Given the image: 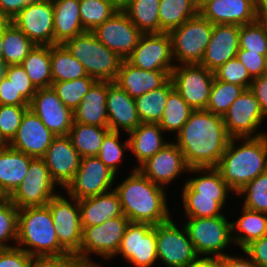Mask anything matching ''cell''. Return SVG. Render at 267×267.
<instances>
[{
  "label": "cell",
  "instance_id": "obj_1",
  "mask_svg": "<svg viewBox=\"0 0 267 267\" xmlns=\"http://www.w3.org/2000/svg\"><path fill=\"white\" fill-rule=\"evenodd\" d=\"M189 168L217 167L229 140L222 116L195 110L174 137Z\"/></svg>",
  "mask_w": 267,
  "mask_h": 267
},
{
  "label": "cell",
  "instance_id": "obj_2",
  "mask_svg": "<svg viewBox=\"0 0 267 267\" xmlns=\"http://www.w3.org/2000/svg\"><path fill=\"white\" fill-rule=\"evenodd\" d=\"M113 188L130 222L155 226L173 218L169 212L165 188L154 184L138 169H132L126 179Z\"/></svg>",
  "mask_w": 267,
  "mask_h": 267
},
{
  "label": "cell",
  "instance_id": "obj_3",
  "mask_svg": "<svg viewBox=\"0 0 267 267\" xmlns=\"http://www.w3.org/2000/svg\"><path fill=\"white\" fill-rule=\"evenodd\" d=\"M216 168L236 195L267 171V134L255 138H231Z\"/></svg>",
  "mask_w": 267,
  "mask_h": 267
},
{
  "label": "cell",
  "instance_id": "obj_4",
  "mask_svg": "<svg viewBox=\"0 0 267 267\" xmlns=\"http://www.w3.org/2000/svg\"><path fill=\"white\" fill-rule=\"evenodd\" d=\"M55 230L48 205L20 208L16 247L32 257L65 254L67 252L60 246Z\"/></svg>",
  "mask_w": 267,
  "mask_h": 267
},
{
  "label": "cell",
  "instance_id": "obj_5",
  "mask_svg": "<svg viewBox=\"0 0 267 267\" xmlns=\"http://www.w3.org/2000/svg\"><path fill=\"white\" fill-rule=\"evenodd\" d=\"M64 45L96 81L114 82L123 59L102 44L92 32L67 40Z\"/></svg>",
  "mask_w": 267,
  "mask_h": 267
},
{
  "label": "cell",
  "instance_id": "obj_6",
  "mask_svg": "<svg viewBox=\"0 0 267 267\" xmlns=\"http://www.w3.org/2000/svg\"><path fill=\"white\" fill-rule=\"evenodd\" d=\"M129 223L126 216H119L99 225L82 228L81 248L76 257L88 267H101V262H92L90 257L95 254L106 261L116 257Z\"/></svg>",
  "mask_w": 267,
  "mask_h": 267
},
{
  "label": "cell",
  "instance_id": "obj_7",
  "mask_svg": "<svg viewBox=\"0 0 267 267\" xmlns=\"http://www.w3.org/2000/svg\"><path fill=\"white\" fill-rule=\"evenodd\" d=\"M183 224L198 256L224 257L232 243V222L225 215L204 218L186 217Z\"/></svg>",
  "mask_w": 267,
  "mask_h": 267
},
{
  "label": "cell",
  "instance_id": "obj_8",
  "mask_svg": "<svg viewBox=\"0 0 267 267\" xmlns=\"http://www.w3.org/2000/svg\"><path fill=\"white\" fill-rule=\"evenodd\" d=\"M213 24L200 14L169 32L176 65L200 64L210 42Z\"/></svg>",
  "mask_w": 267,
  "mask_h": 267
},
{
  "label": "cell",
  "instance_id": "obj_9",
  "mask_svg": "<svg viewBox=\"0 0 267 267\" xmlns=\"http://www.w3.org/2000/svg\"><path fill=\"white\" fill-rule=\"evenodd\" d=\"M57 183L52 179L43 158H32L22 183L8 197L18 208L44 206L58 195Z\"/></svg>",
  "mask_w": 267,
  "mask_h": 267
},
{
  "label": "cell",
  "instance_id": "obj_10",
  "mask_svg": "<svg viewBox=\"0 0 267 267\" xmlns=\"http://www.w3.org/2000/svg\"><path fill=\"white\" fill-rule=\"evenodd\" d=\"M170 79L174 89L195 110H205L214 82V72L200 64L176 65Z\"/></svg>",
  "mask_w": 267,
  "mask_h": 267
},
{
  "label": "cell",
  "instance_id": "obj_11",
  "mask_svg": "<svg viewBox=\"0 0 267 267\" xmlns=\"http://www.w3.org/2000/svg\"><path fill=\"white\" fill-rule=\"evenodd\" d=\"M222 118L230 138H255L267 134L258 130L265 119L259 101L249 88L231 103Z\"/></svg>",
  "mask_w": 267,
  "mask_h": 267
},
{
  "label": "cell",
  "instance_id": "obj_12",
  "mask_svg": "<svg viewBox=\"0 0 267 267\" xmlns=\"http://www.w3.org/2000/svg\"><path fill=\"white\" fill-rule=\"evenodd\" d=\"M70 200V201H69ZM56 227V236L60 246L67 252L77 255L82 242V226L79 200L69 199L59 193L47 204Z\"/></svg>",
  "mask_w": 267,
  "mask_h": 267
},
{
  "label": "cell",
  "instance_id": "obj_13",
  "mask_svg": "<svg viewBox=\"0 0 267 267\" xmlns=\"http://www.w3.org/2000/svg\"><path fill=\"white\" fill-rule=\"evenodd\" d=\"M117 175L97 156L81 158L73 179L63 189L67 196L82 200L110 191Z\"/></svg>",
  "mask_w": 267,
  "mask_h": 267
},
{
  "label": "cell",
  "instance_id": "obj_14",
  "mask_svg": "<svg viewBox=\"0 0 267 267\" xmlns=\"http://www.w3.org/2000/svg\"><path fill=\"white\" fill-rule=\"evenodd\" d=\"M174 219L156 225V250L159 262L166 267H188L198 256L184 225L181 229Z\"/></svg>",
  "mask_w": 267,
  "mask_h": 267
},
{
  "label": "cell",
  "instance_id": "obj_15",
  "mask_svg": "<svg viewBox=\"0 0 267 267\" xmlns=\"http://www.w3.org/2000/svg\"><path fill=\"white\" fill-rule=\"evenodd\" d=\"M126 61L145 71H172L176 66L172 40L167 32L142 34Z\"/></svg>",
  "mask_w": 267,
  "mask_h": 267
},
{
  "label": "cell",
  "instance_id": "obj_16",
  "mask_svg": "<svg viewBox=\"0 0 267 267\" xmlns=\"http://www.w3.org/2000/svg\"><path fill=\"white\" fill-rule=\"evenodd\" d=\"M119 254L133 267L154 266L158 262L156 225L130 222L116 256Z\"/></svg>",
  "mask_w": 267,
  "mask_h": 267
},
{
  "label": "cell",
  "instance_id": "obj_17",
  "mask_svg": "<svg viewBox=\"0 0 267 267\" xmlns=\"http://www.w3.org/2000/svg\"><path fill=\"white\" fill-rule=\"evenodd\" d=\"M12 22L35 46L54 45V9L50 0H34Z\"/></svg>",
  "mask_w": 267,
  "mask_h": 267
},
{
  "label": "cell",
  "instance_id": "obj_18",
  "mask_svg": "<svg viewBox=\"0 0 267 267\" xmlns=\"http://www.w3.org/2000/svg\"><path fill=\"white\" fill-rule=\"evenodd\" d=\"M92 33L108 49L118 54L123 60L133 52L143 34L129 19L124 11H117Z\"/></svg>",
  "mask_w": 267,
  "mask_h": 267
},
{
  "label": "cell",
  "instance_id": "obj_19",
  "mask_svg": "<svg viewBox=\"0 0 267 267\" xmlns=\"http://www.w3.org/2000/svg\"><path fill=\"white\" fill-rule=\"evenodd\" d=\"M29 108L56 136H68L74 121L73 111L62 103L52 87L37 89Z\"/></svg>",
  "mask_w": 267,
  "mask_h": 267
},
{
  "label": "cell",
  "instance_id": "obj_20",
  "mask_svg": "<svg viewBox=\"0 0 267 267\" xmlns=\"http://www.w3.org/2000/svg\"><path fill=\"white\" fill-rule=\"evenodd\" d=\"M154 184L164 188L180 174L189 173L183 153L174 141L166 144L153 157L147 159L137 168Z\"/></svg>",
  "mask_w": 267,
  "mask_h": 267
},
{
  "label": "cell",
  "instance_id": "obj_21",
  "mask_svg": "<svg viewBox=\"0 0 267 267\" xmlns=\"http://www.w3.org/2000/svg\"><path fill=\"white\" fill-rule=\"evenodd\" d=\"M55 137L56 135L28 108L16 136L10 142V147L33 158H42Z\"/></svg>",
  "mask_w": 267,
  "mask_h": 267
},
{
  "label": "cell",
  "instance_id": "obj_22",
  "mask_svg": "<svg viewBox=\"0 0 267 267\" xmlns=\"http://www.w3.org/2000/svg\"><path fill=\"white\" fill-rule=\"evenodd\" d=\"M57 186L64 189L76 174L81 156L68 136H56L42 157Z\"/></svg>",
  "mask_w": 267,
  "mask_h": 267
},
{
  "label": "cell",
  "instance_id": "obj_23",
  "mask_svg": "<svg viewBox=\"0 0 267 267\" xmlns=\"http://www.w3.org/2000/svg\"><path fill=\"white\" fill-rule=\"evenodd\" d=\"M239 31L240 26L235 24L213 25L212 36L200 65L214 72L228 60L236 58Z\"/></svg>",
  "mask_w": 267,
  "mask_h": 267
},
{
  "label": "cell",
  "instance_id": "obj_24",
  "mask_svg": "<svg viewBox=\"0 0 267 267\" xmlns=\"http://www.w3.org/2000/svg\"><path fill=\"white\" fill-rule=\"evenodd\" d=\"M106 110L110 131L121 130L128 134L141 123L135 99L114 82H108Z\"/></svg>",
  "mask_w": 267,
  "mask_h": 267
},
{
  "label": "cell",
  "instance_id": "obj_25",
  "mask_svg": "<svg viewBox=\"0 0 267 267\" xmlns=\"http://www.w3.org/2000/svg\"><path fill=\"white\" fill-rule=\"evenodd\" d=\"M199 14L211 24L245 25L255 22V0H216L206 4Z\"/></svg>",
  "mask_w": 267,
  "mask_h": 267
},
{
  "label": "cell",
  "instance_id": "obj_26",
  "mask_svg": "<svg viewBox=\"0 0 267 267\" xmlns=\"http://www.w3.org/2000/svg\"><path fill=\"white\" fill-rule=\"evenodd\" d=\"M171 72L145 71L123 60L114 83L135 99L163 86L170 79Z\"/></svg>",
  "mask_w": 267,
  "mask_h": 267
},
{
  "label": "cell",
  "instance_id": "obj_27",
  "mask_svg": "<svg viewBox=\"0 0 267 267\" xmlns=\"http://www.w3.org/2000/svg\"><path fill=\"white\" fill-rule=\"evenodd\" d=\"M82 228L99 225L111 218L125 216L117 192L112 189L79 200Z\"/></svg>",
  "mask_w": 267,
  "mask_h": 267
},
{
  "label": "cell",
  "instance_id": "obj_28",
  "mask_svg": "<svg viewBox=\"0 0 267 267\" xmlns=\"http://www.w3.org/2000/svg\"><path fill=\"white\" fill-rule=\"evenodd\" d=\"M108 81H96L73 111L74 122L108 127L106 97Z\"/></svg>",
  "mask_w": 267,
  "mask_h": 267
},
{
  "label": "cell",
  "instance_id": "obj_29",
  "mask_svg": "<svg viewBox=\"0 0 267 267\" xmlns=\"http://www.w3.org/2000/svg\"><path fill=\"white\" fill-rule=\"evenodd\" d=\"M163 133L165 132L158 123H140L127 134L129 152H132L138 162L135 169L169 143L164 140Z\"/></svg>",
  "mask_w": 267,
  "mask_h": 267
},
{
  "label": "cell",
  "instance_id": "obj_30",
  "mask_svg": "<svg viewBox=\"0 0 267 267\" xmlns=\"http://www.w3.org/2000/svg\"><path fill=\"white\" fill-rule=\"evenodd\" d=\"M54 44H64L67 40L87 32L80 18V0H53Z\"/></svg>",
  "mask_w": 267,
  "mask_h": 267
},
{
  "label": "cell",
  "instance_id": "obj_31",
  "mask_svg": "<svg viewBox=\"0 0 267 267\" xmlns=\"http://www.w3.org/2000/svg\"><path fill=\"white\" fill-rule=\"evenodd\" d=\"M32 158L10 146L0 151V188L8 197L22 183Z\"/></svg>",
  "mask_w": 267,
  "mask_h": 267
},
{
  "label": "cell",
  "instance_id": "obj_32",
  "mask_svg": "<svg viewBox=\"0 0 267 267\" xmlns=\"http://www.w3.org/2000/svg\"><path fill=\"white\" fill-rule=\"evenodd\" d=\"M267 235V213L252 211L242 206L241 216L232 221L234 246L243 250L252 241Z\"/></svg>",
  "mask_w": 267,
  "mask_h": 267
},
{
  "label": "cell",
  "instance_id": "obj_33",
  "mask_svg": "<svg viewBox=\"0 0 267 267\" xmlns=\"http://www.w3.org/2000/svg\"><path fill=\"white\" fill-rule=\"evenodd\" d=\"M188 172L197 175L195 177H188L185 183L194 192H197L198 196L228 197V193H234L216 167L189 168Z\"/></svg>",
  "mask_w": 267,
  "mask_h": 267
},
{
  "label": "cell",
  "instance_id": "obj_34",
  "mask_svg": "<svg viewBox=\"0 0 267 267\" xmlns=\"http://www.w3.org/2000/svg\"><path fill=\"white\" fill-rule=\"evenodd\" d=\"M185 217L204 218L224 215L222 209L226 207L227 197L198 196L186 183L181 187Z\"/></svg>",
  "mask_w": 267,
  "mask_h": 267
},
{
  "label": "cell",
  "instance_id": "obj_35",
  "mask_svg": "<svg viewBox=\"0 0 267 267\" xmlns=\"http://www.w3.org/2000/svg\"><path fill=\"white\" fill-rule=\"evenodd\" d=\"M20 65L36 89L52 86L51 46H35Z\"/></svg>",
  "mask_w": 267,
  "mask_h": 267
},
{
  "label": "cell",
  "instance_id": "obj_36",
  "mask_svg": "<svg viewBox=\"0 0 267 267\" xmlns=\"http://www.w3.org/2000/svg\"><path fill=\"white\" fill-rule=\"evenodd\" d=\"M159 33H169L199 14L196 0H160Z\"/></svg>",
  "mask_w": 267,
  "mask_h": 267
},
{
  "label": "cell",
  "instance_id": "obj_37",
  "mask_svg": "<svg viewBox=\"0 0 267 267\" xmlns=\"http://www.w3.org/2000/svg\"><path fill=\"white\" fill-rule=\"evenodd\" d=\"M109 127L86 125L74 122L68 133L73 147L81 157L97 156Z\"/></svg>",
  "mask_w": 267,
  "mask_h": 267
},
{
  "label": "cell",
  "instance_id": "obj_38",
  "mask_svg": "<svg viewBox=\"0 0 267 267\" xmlns=\"http://www.w3.org/2000/svg\"><path fill=\"white\" fill-rule=\"evenodd\" d=\"M173 89V83L169 79L163 86L135 98L141 123H159L168 95Z\"/></svg>",
  "mask_w": 267,
  "mask_h": 267
},
{
  "label": "cell",
  "instance_id": "obj_39",
  "mask_svg": "<svg viewBox=\"0 0 267 267\" xmlns=\"http://www.w3.org/2000/svg\"><path fill=\"white\" fill-rule=\"evenodd\" d=\"M84 66L64 44L51 45L52 82L70 81L87 76Z\"/></svg>",
  "mask_w": 267,
  "mask_h": 267
},
{
  "label": "cell",
  "instance_id": "obj_40",
  "mask_svg": "<svg viewBox=\"0 0 267 267\" xmlns=\"http://www.w3.org/2000/svg\"><path fill=\"white\" fill-rule=\"evenodd\" d=\"M35 44L12 22H4L3 63L18 65L27 57Z\"/></svg>",
  "mask_w": 267,
  "mask_h": 267
},
{
  "label": "cell",
  "instance_id": "obj_41",
  "mask_svg": "<svg viewBox=\"0 0 267 267\" xmlns=\"http://www.w3.org/2000/svg\"><path fill=\"white\" fill-rule=\"evenodd\" d=\"M160 0H132L123 10L143 33H159Z\"/></svg>",
  "mask_w": 267,
  "mask_h": 267
},
{
  "label": "cell",
  "instance_id": "obj_42",
  "mask_svg": "<svg viewBox=\"0 0 267 267\" xmlns=\"http://www.w3.org/2000/svg\"><path fill=\"white\" fill-rule=\"evenodd\" d=\"M193 111L181 95L173 89L168 95L164 112L158 124L164 132L177 134Z\"/></svg>",
  "mask_w": 267,
  "mask_h": 267
},
{
  "label": "cell",
  "instance_id": "obj_43",
  "mask_svg": "<svg viewBox=\"0 0 267 267\" xmlns=\"http://www.w3.org/2000/svg\"><path fill=\"white\" fill-rule=\"evenodd\" d=\"M119 11L110 0H80V18L83 28L92 32Z\"/></svg>",
  "mask_w": 267,
  "mask_h": 267
},
{
  "label": "cell",
  "instance_id": "obj_44",
  "mask_svg": "<svg viewBox=\"0 0 267 267\" xmlns=\"http://www.w3.org/2000/svg\"><path fill=\"white\" fill-rule=\"evenodd\" d=\"M95 82L93 77L87 75L75 80L52 82L51 87L62 103L74 111Z\"/></svg>",
  "mask_w": 267,
  "mask_h": 267
},
{
  "label": "cell",
  "instance_id": "obj_45",
  "mask_svg": "<svg viewBox=\"0 0 267 267\" xmlns=\"http://www.w3.org/2000/svg\"><path fill=\"white\" fill-rule=\"evenodd\" d=\"M244 88L237 84L223 82L214 78L206 111L223 116L231 103L242 93Z\"/></svg>",
  "mask_w": 267,
  "mask_h": 267
},
{
  "label": "cell",
  "instance_id": "obj_46",
  "mask_svg": "<svg viewBox=\"0 0 267 267\" xmlns=\"http://www.w3.org/2000/svg\"><path fill=\"white\" fill-rule=\"evenodd\" d=\"M120 140V131H109L102 142L100 150L97 154V157L115 174L117 170L120 169L119 166L123 161V155L125 150H129L128 138L121 142Z\"/></svg>",
  "mask_w": 267,
  "mask_h": 267
},
{
  "label": "cell",
  "instance_id": "obj_47",
  "mask_svg": "<svg viewBox=\"0 0 267 267\" xmlns=\"http://www.w3.org/2000/svg\"><path fill=\"white\" fill-rule=\"evenodd\" d=\"M236 196L244 198V208L267 213V171L244 186Z\"/></svg>",
  "mask_w": 267,
  "mask_h": 267
},
{
  "label": "cell",
  "instance_id": "obj_48",
  "mask_svg": "<svg viewBox=\"0 0 267 267\" xmlns=\"http://www.w3.org/2000/svg\"><path fill=\"white\" fill-rule=\"evenodd\" d=\"M239 49L266 56L267 25L256 20L255 22L240 26Z\"/></svg>",
  "mask_w": 267,
  "mask_h": 267
},
{
  "label": "cell",
  "instance_id": "obj_49",
  "mask_svg": "<svg viewBox=\"0 0 267 267\" xmlns=\"http://www.w3.org/2000/svg\"><path fill=\"white\" fill-rule=\"evenodd\" d=\"M19 209L8 199L0 204V249L16 247Z\"/></svg>",
  "mask_w": 267,
  "mask_h": 267
},
{
  "label": "cell",
  "instance_id": "obj_50",
  "mask_svg": "<svg viewBox=\"0 0 267 267\" xmlns=\"http://www.w3.org/2000/svg\"><path fill=\"white\" fill-rule=\"evenodd\" d=\"M214 78L223 82L237 84L244 89L250 88L253 81L246 67L237 58L228 60L214 71Z\"/></svg>",
  "mask_w": 267,
  "mask_h": 267
},
{
  "label": "cell",
  "instance_id": "obj_51",
  "mask_svg": "<svg viewBox=\"0 0 267 267\" xmlns=\"http://www.w3.org/2000/svg\"><path fill=\"white\" fill-rule=\"evenodd\" d=\"M29 106L0 105V133L10 143L16 136L23 115Z\"/></svg>",
  "mask_w": 267,
  "mask_h": 267
},
{
  "label": "cell",
  "instance_id": "obj_52",
  "mask_svg": "<svg viewBox=\"0 0 267 267\" xmlns=\"http://www.w3.org/2000/svg\"><path fill=\"white\" fill-rule=\"evenodd\" d=\"M5 77L11 82L22 97L30 103L37 89L31 83L24 68L18 65H7Z\"/></svg>",
  "mask_w": 267,
  "mask_h": 267
},
{
  "label": "cell",
  "instance_id": "obj_53",
  "mask_svg": "<svg viewBox=\"0 0 267 267\" xmlns=\"http://www.w3.org/2000/svg\"><path fill=\"white\" fill-rule=\"evenodd\" d=\"M31 267H88L78 257L65 253L58 256L33 257Z\"/></svg>",
  "mask_w": 267,
  "mask_h": 267
},
{
  "label": "cell",
  "instance_id": "obj_54",
  "mask_svg": "<svg viewBox=\"0 0 267 267\" xmlns=\"http://www.w3.org/2000/svg\"><path fill=\"white\" fill-rule=\"evenodd\" d=\"M32 259L18 247L0 249V267H31Z\"/></svg>",
  "mask_w": 267,
  "mask_h": 267
},
{
  "label": "cell",
  "instance_id": "obj_55",
  "mask_svg": "<svg viewBox=\"0 0 267 267\" xmlns=\"http://www.w3.org/2000/svg\"><path fill=\"white\" fill-rule=\"evenodd\" d=\"M236 58L246 67L250 76L254 79L264 75L265 56L244 49L237 51Z\"/></svg>",
  "mask_w": 267,
  "mask_h": 267
},
{
  "label": "cell",
  "instance_id": "obj_56",
  "mask_svg": "<svg viewBox=\"0 0 267 267\" xmlns=\"http://www.w3.org/2000/svg\"><path fill=\"white\" fill-rule=\"evenodd\" d=\"M0 105L29 106V103L5 76L0 81Z\"/></svg>",
  "mask_w": 267,
  "mask_h": 267
},
{
  "label": "cell",
  "instance_id": "obj_57",
  "mask_svg": "<svg viewBox=\"0 0 267 267\" xmlns=\"http://www.w3.org/2000/svg\"><path fill=\"white\" fill-rule=\"evenodd\" d=\"M243 250L258 267H267V235L252 241Z\"/></svg>",
  "mask_w": 267,
  "mask_h": 267
},
{
  "label": "cell",
  "instance_id": "obj_58",
  "mask_svg": "<svg viewBox=\"0 0 267 267\" xmlns=\"http://www.w3.org/2000/svg\"><path fill=\"white\" fill-rule=\"evenodd\" d=\"M259 101L264 119H267V76L254 78L249 88Z\"/></svg>",
  "mask_w": 267,
  "mask_h": 267
},
{
  "label": "cell",
  "instance_id": "obj_59",
  "mask_svg": "<svg viewBox=\"0 0 267 267\" xmlns=\"http://www.w3.org/2000/svg\"><path fill=\"white\" fill-rule=\"evenodd\" d=\"M34 0H0V15L5 21H11Z\"/></svg>",
  "mask_w": 267,
  "mask_h": 267
},
{
  "label": "cell",
  "instance_id": "obj_60",
  "mask_svg": "<svg viewBox=\"0 0 267 267\" xmlns=\"http://www.w3.org/2000/svg\"><path fill=\"white\" fill-rule=\"evenodd\" d=\"M241 252L244 253V257H239L237 255L232 256L229 254L225 255L224 257H221L220 267H258L244 250H241Z\"/></svg>",
  "mask_w": 267,
  "mask_h": 267
},
{
  "label": "cell",
  "instance_id": "obj_61",
  "mask_svg": "<svg viewBox=\"0 0 267 267\" xmlns=\"http://www.w3.org/2000/svg\"><path fill=\"white\" fill-rule=\"evenodd\" d=\"M188 267H220V258L216 256H197Z\"/></svg>",
  "mask_w": 267,
  "mask_h": 267
},
{
  "label": "cell",
  "instance_id": "obj_62",
  "mask_svg": "<svg viewBox=\"0 0 267 267\" xmlns=\"http://www.w3.org/2000/svg\"><path fill=\"white\" fill-rule=\"evenodd\" d=\"M256 19L267 25V0H255Z\"/></svg>",
  "mask_w": 267,
  "mask_h": 267
},
{
  "label": "cell",
  "instance_id": "obj_63",
  "mask_svg": "<svg viewBox=\"0 0 267 267\" xmlns=\"http://www.w3.org/2000/svg\"><path fill=\"white\" fill-rule=\"evenodd\" d=\"M113 5L120 11H123L132 0H110Z\"/></svg>",
  "mask_w": 267,
  "mask_h": 267
},
{
  "label": "cell",
  "instance_id": "obj_64",
  "mask_svg": "<svg viewBox=\"0 0 267 267\" xmlns=\"http://www.w3.org/2000/svg\"><path fill=\"white\" fill-rule=\"evenodd\" d=\"M3 35L4 23L0 25V62H3Z\"/></svg>",
  "mask_w": 267,
  "mask_h": 267
},
{
  "label": "cell",
  "instance_id": "obj_65",
  "mask_svg": "<svg viewBox=\"0 0 267 267\" xmlns=\"http://www.w3.org/2000/svg\"><path fill=\"white\" fill-rule=\"evenodd\" d=\"M10 146V143L6 140V138L0 133V151L5 150Z\"/></svg>",
  "mask_w": 267,
  "mask_h": 267
},
{
  "label": "cell",
  "instance_id": "obj_66",
  "mask_svg": "<svg viewBox=\"0 0 267 267\" xmlns=\"http://www.w3.org/2000/svg\"><path fill=\"white\" fill-rule=\"evenodd\" d=\"M216 0H196L198 11H200L206 4L214 2Z\"/></svg>",
  "mask_w": 267,
  "mask_h": 267
},
{
  "label": "cell",
  "instance_id": "obj_67",
  "mask_svg": "<svg viewBox=\"0 0 267 267\" xmlns=\"http://www.w3.org/2000/svg\"><path fill=\"white\" fill-rule=\"evenodd\" d=\"M6 65L0 62V81L5 76Z\"/></svg>",
  "mask_w": 267,
  "mask_h": 267
},
{
  "label": "cell",
  "instance_id": "obj_68",
  "mask_svg": "<svg viewBox=\"0 0 267 267\" xmlns=\"http://www.w3.org/2000/svg\"><path fill=\"white\" fill-rule=\"evenodd\" d=\"M6 200H8V196L0 188V204H3Z\"/></svg>",
  "mask_w": 267,
  "mask_h": 267
},
{
  "label": "cell",
  "instance_id": "obj_69",
  "mask_svg": "<svg viewBox=\"0 0 267 267\" xmlns=\"http://www.w3.org/2000/svg\"><path fill=\"white\" fill-rule=\"evenodd\" d=\"M264 75L267 76V55L265 56V68H264Z\"/></svg>",
  "mask_w": 267,
  "mask_h": 267
},
{
  "label": "cell",
  "instance_id": "obj_70",
  "mask_svg": "<svg viewBox=\"0 0 267 267\" xmlns=\"http://www.w3.org/2000/svg\"><path fill=\"white\" fill-rule=\"evenodd\" d=\"M5 22V20L3 19V17L0 15V25L3 24Z\"/></svg>",
  "mask_w": 267,
  "mask_h": 267
}]
</instances>
